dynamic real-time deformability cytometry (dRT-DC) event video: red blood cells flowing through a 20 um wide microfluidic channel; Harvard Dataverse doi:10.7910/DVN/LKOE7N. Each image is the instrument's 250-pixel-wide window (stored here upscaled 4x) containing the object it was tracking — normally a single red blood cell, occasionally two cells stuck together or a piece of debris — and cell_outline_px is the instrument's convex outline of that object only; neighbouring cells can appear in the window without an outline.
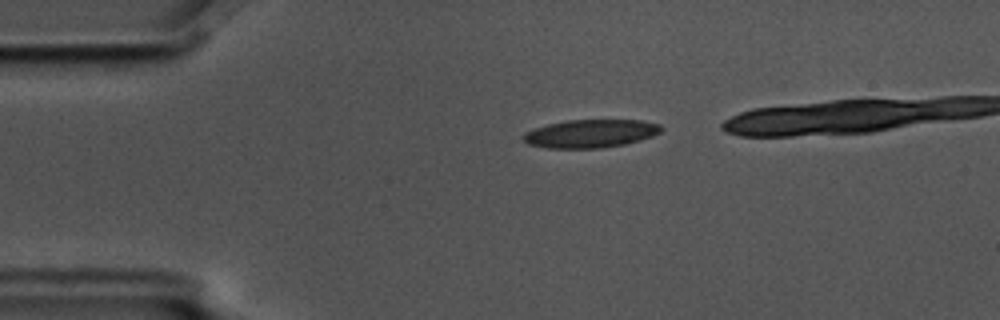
{"species": "common noctule bat (a hibernating species)", "species_latin": "Nyctalus noctula", "temperature_condition": "cold", "stored_images_in_passage": 36, "camera_frame_rate_fps": 3000, "um_per_image_px": 0.085, "animal": {"sex": "male", "body_mass_g": 17.5, "forearm_length_mm": 52.3}, "frame": {"image": 1, "passage_image": 2, "time_ms": 0.333, "image_size_px": [1000, 320], "cell_outline_px": [[664, 128], [660, 132], [652, 136], [640, 140], [624, 144], [600, 148], [548, 148], [528, 144], [524, 140], [524, 136], [528, 132], [536, 128], [548, 124], [568, 120], [640, 120], [660, 124]], "centroid_in_image_um": [50.25, 11.35], "position_along_channel_um": 34.8, "area_um2": 22.37}}
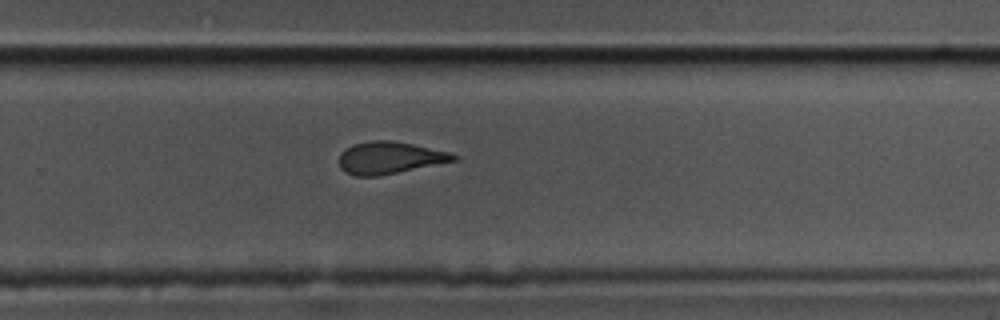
{"frame": {"image": 2, "passage_image": 27, "time_ms": 8.667, "image_size_px": [1000, 320], "cell_outline_px": [[460, 160], [380, 176], [356, 176], [344, 172], [340, 168], [340, 152], [352, 144], [372, 140], [388, 140], [412, 144], [452, 152], [460, 156]], "centroid_in_image_um": [33.17, 13.42], "position_along_channel_um": 296.6, "area_um2": 21.79}}
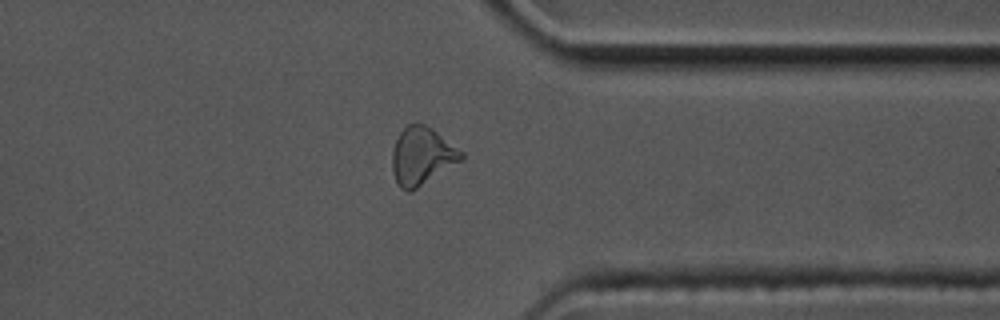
{"frame": {"image": 3, "passage_image": 34, "time_ms": 11.0, "image_size_px": [1000, 320], "cell_outline_px": [[464, 160], [416, 188], [408, 192], [400, 188], [392, 172], [392, 152], [396, 140], [400, 132], [408, 124], [424, 124], [432, 128], [464, 152]], "centroid_in_image_um": [35.88, 13.26], "position_along_channel_um": 375.5, "area_um2": 23.18}}